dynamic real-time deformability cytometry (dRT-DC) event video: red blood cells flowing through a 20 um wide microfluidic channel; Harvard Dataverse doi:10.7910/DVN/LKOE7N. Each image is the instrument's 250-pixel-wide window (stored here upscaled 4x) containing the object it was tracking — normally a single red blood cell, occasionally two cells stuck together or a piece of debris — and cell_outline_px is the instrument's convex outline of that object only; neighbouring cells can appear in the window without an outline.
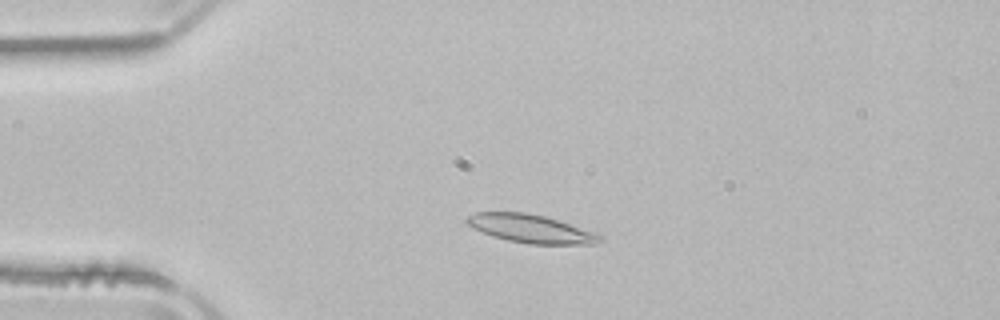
{"species": "common noctule bat (a hibernating species)", "species_latin": "Nyctalus noctula", "temperature_condition": "room temperature", "stored_images_in_passage": 50, "camera_frame_rate_fps": 3000, "um_per_image_px": 0.085, "animal": {"sex": "male", "body_mass_g": 21.5, "forearm_length_mm": 52.0}, "frame": {"image": 1, "passage_image": 10, "time_ms": 3.0, "image_size_px": [1000, 320], "cell_outline_px": [[604, 240], [592, 244], [528, 244], [508, 240], [492, 236], [472, 228], [464, 220], [468, 216], [476, 212], [528, 212], [544, 216], [604, 236]], "centroid_in_image_um": [45.07, 19.44], "position_along_channel_um": 39.9, "area_um2": 21.73}}
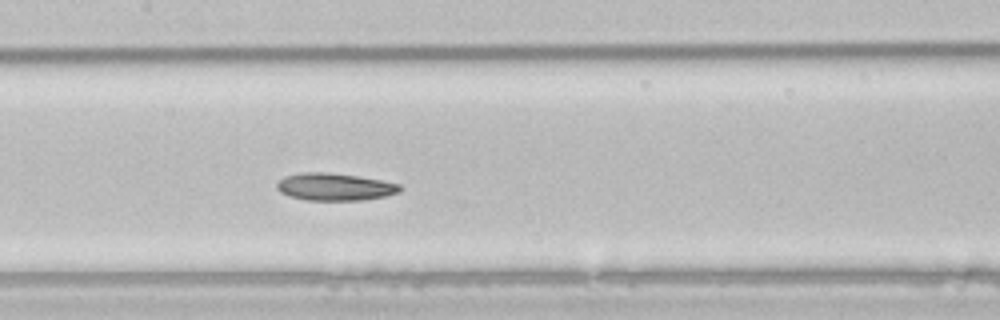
{"frame": {"image": 2, "passage_image": 23, "time_ms": 7.333, "image_size_px": [1000, 320], "cell_outline_px": [[404, 188], [400, 192], [384, 196], [364, 200], [304, 200], [280, 192], [276, 188], [276, 184], [284, 176], [300, 172], [328, 172], [356, 176], [380, 180], [400, 184]], "centroid_in_image_um": [28.45, 15.88], "position_along_channel_um": 178.9, "area_um2": 19.65}}
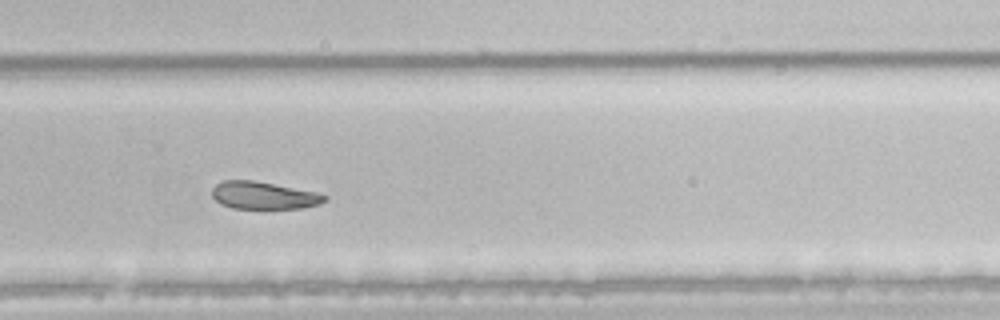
{"frame": {"image": 3, "passage_image": 33, "time_ms": 10.667, "image_size_px": [1000, 320], "cell_outline_px": [[328, 200], [320, 204], [304, 208], [232, 208], [220, 204], [212, 196], [212, 188], [216, 184], [224, 180], [252, 180], [316, 192], [328, 196]], "centroid_in_image_um": [22.42, 16.61], "position_along_channel_um": 307.4, "area_um2": 17.98}, "authors_computed_cell_mechanics": {"area_um2": 21.5016, "velocity_mm_per_s": 3.8785, "shape_relaxation_time_tau1_ms": null, "shape_relaxation_time_tau2_ms": 4.6188, "deformation_change_tau1": null, "deformation_change_tau2": 0.1016}}